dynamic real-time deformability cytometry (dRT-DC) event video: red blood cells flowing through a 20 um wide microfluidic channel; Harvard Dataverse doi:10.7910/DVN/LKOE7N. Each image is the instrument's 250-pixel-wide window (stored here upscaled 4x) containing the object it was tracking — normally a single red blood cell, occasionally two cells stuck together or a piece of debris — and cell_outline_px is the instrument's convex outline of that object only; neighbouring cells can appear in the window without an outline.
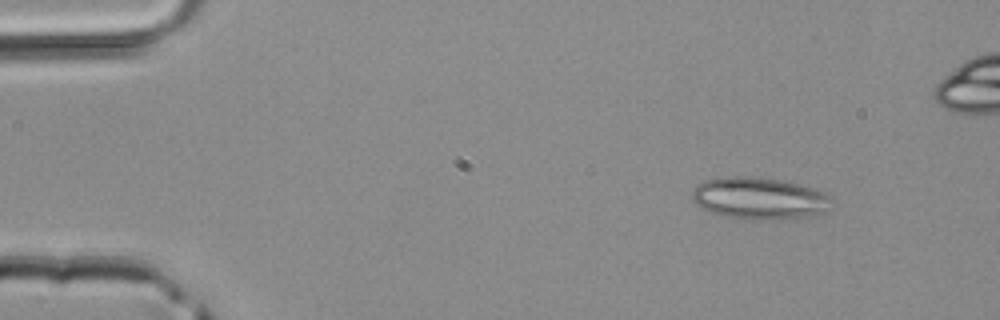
{"species": "common noctule bat (a hibernating species)", "species_latin": "Nyctalus noctula", "temperature_condition": "room temperature", "stored_images_in_passage": 4, "camera_frame_rate_fps": 3000, "um_per_image_px": 0.085, "animal": {"sex": "male", "body_mass_g": 20.4}, "frame": {"image": 1, "passage_image": 1, "time_ms": 0.0, "image_size_px": [1000, 320], "cell_outline_px": [[832, 200], [824, 212], [816, 216], [796, 220], [752, 220], [724, 216], [708, 212], [700, 208], [692, 200], [692, 192], [704, 180], [720, 176], [752, 176], [780, 180], [800, 184], [816, 188], [824, 192]], "centroid_in_image_um": [64.56, 16.88], "position_along_channel_um": 20.4, "area_um2": 34.97}}